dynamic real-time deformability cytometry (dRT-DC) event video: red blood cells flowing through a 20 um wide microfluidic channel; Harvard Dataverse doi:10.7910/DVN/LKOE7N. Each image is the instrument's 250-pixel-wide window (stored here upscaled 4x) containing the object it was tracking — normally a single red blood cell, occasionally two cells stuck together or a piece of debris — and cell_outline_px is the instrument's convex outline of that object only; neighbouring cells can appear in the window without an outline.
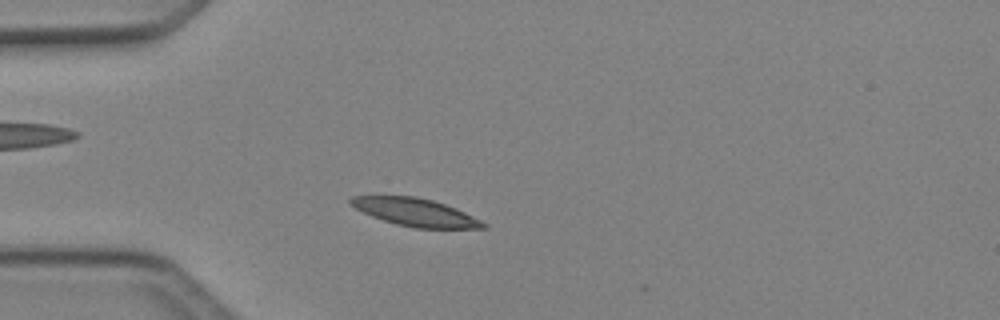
{"species": "Egyptian fruit bat (a non-hibernating species)", "species_latin": "Rousettus aegyptiacus", "temperature_condition": "cold", "stored_images_in_passage": 12, "camera_frame_rate_fps": 3000, "um_per_image_px": 0.085, "animal": {"sex": "female"}, "frame": {"image": 1, "passage_image": 8, "time_ms": 2.333, "image_size_px": [1000, 320], "cell_outline_px": [[488, 228], [416, 228], [396, 224], [372, 216], [348, 204], [348, 200], [352, 196], [416, 196], [432, 200], [456, 208], [488, 224]], "centroid_in_image_um": [35.3, 18.04], "position_along_channel_um": 49.7, "area_um2": 21.27}}